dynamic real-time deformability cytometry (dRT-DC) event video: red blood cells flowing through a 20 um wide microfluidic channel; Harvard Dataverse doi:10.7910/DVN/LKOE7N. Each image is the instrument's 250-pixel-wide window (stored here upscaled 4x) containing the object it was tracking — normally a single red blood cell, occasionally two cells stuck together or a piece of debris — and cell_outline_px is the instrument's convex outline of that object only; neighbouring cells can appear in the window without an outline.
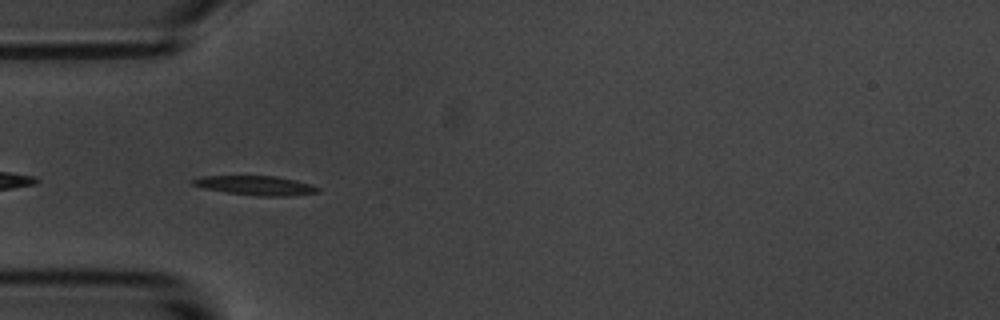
{"species": "common noctule bat (a hibernating species)", "species_latin": "Nyctalus noctula", "temperature_condition": "room temperature", "stored_images_in_passage": 6, "camera_frame_rate_fps": 3000, "um_per_image_px": 0.085, "animal": {"sex": "male", "body_mass_g": 20.1, "forearm_length_mm": 53.5}, "frame": {"image": 1, "passage_image": 6, "time_ms": 5.667, "image_size_px": [1000, 320], "cell_outline_px": [[320, 192], [288, 196], [256, 196], [228, 192], [204, 188], [192, 184], [192, 180], [200, 176], [276, 176], [296, 180], [312, 184], [320, 188]], "centroid_in_image_um": [21.79, 15.76], "position_along_channel_um": 63.2, "area_um2": 14.05}}